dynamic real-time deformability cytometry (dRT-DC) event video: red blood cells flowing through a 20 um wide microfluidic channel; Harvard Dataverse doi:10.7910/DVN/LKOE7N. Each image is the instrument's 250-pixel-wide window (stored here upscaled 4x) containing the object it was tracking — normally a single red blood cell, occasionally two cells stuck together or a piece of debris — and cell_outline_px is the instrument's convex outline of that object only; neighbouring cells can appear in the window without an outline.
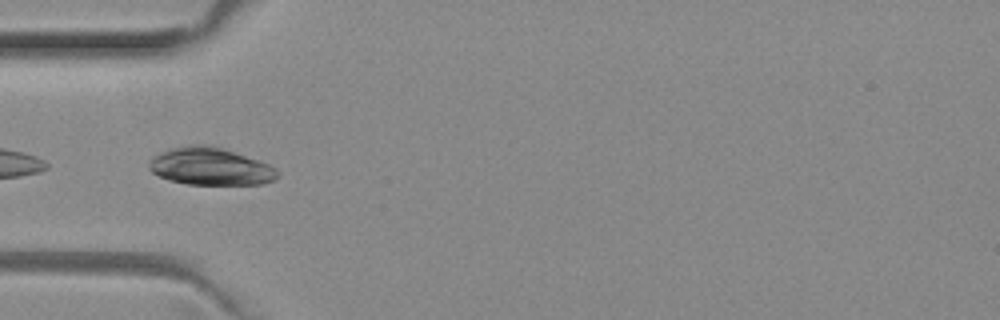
{"species": "common noctule bat (a hibernating species)", "species_latin": "Nyctalus noctula", "temperature_condition": "room temperature", "stored_images_in_passage": 17, "camera_frame_rate_fps": 3000, "um_per_image_px": 0.085, "animal": {"sex": "female", "body_mass_g": 29.2, "forearm_length_mm": 56.3}, "frame": {"image": 1, "passage_image": 15, "time_ms": 4.667, "image_size_px": [1000, 320], "cell_outline_px": [[280, 172], [272, 180], [264, 184], [188, 184], [172, 180], [160, 176], [152, 172], [148, 168], [148, 164], [152, 156], [168, 148], [192, 144], [208, 144], [268, 164], [276, 168]], "centroid_in_image_um": [17.83, 14.14], "position_along_channel_um": 67.2, "area_um2": 27.74}}